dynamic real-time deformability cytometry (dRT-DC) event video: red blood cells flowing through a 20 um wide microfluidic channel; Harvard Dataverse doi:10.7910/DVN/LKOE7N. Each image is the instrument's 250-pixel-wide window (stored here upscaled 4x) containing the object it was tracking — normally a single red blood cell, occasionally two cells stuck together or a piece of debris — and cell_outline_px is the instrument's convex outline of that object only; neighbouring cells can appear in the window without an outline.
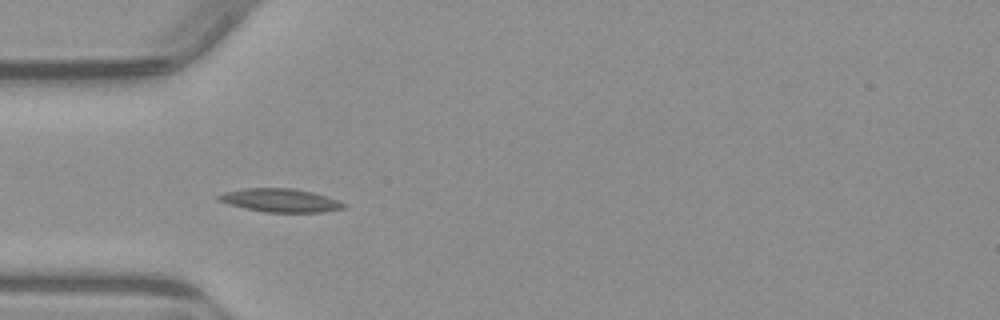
{"species": "common noctule bat (a hibernating species)", "species_latin": "Nyctalus noctula", "temperature_condition": "warm", "stored_images_in_passage": 6, "camera_frame_rate_fps": 3000, "um_per_image_px": 0.085, "animal": {"sex": "male", "body_mass_g": 23.1, "forearm_length_mm": 52.7}, "frame": {"image": 1, "passage_image": 4, "time_ms": 4.667, "image_size_px": [1000, 320], "cell_outline_px": [[348, 208], [320, 212], [264, 212], [228, 204], [216, 200], [216, 196], [224, 192], [248, 188], [292, 188], [312, 192], [348, 204]], "centroid_in_image_um": [23.83, 17.03], "position_along_channel_um": 61.2, "area_um2": 16.99}}
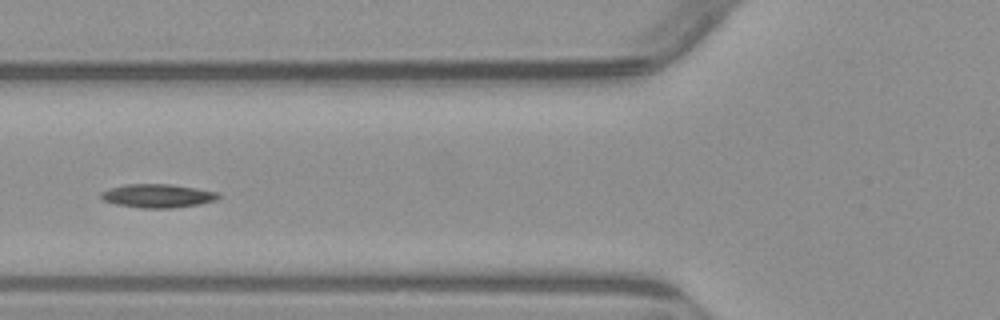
{"frame": {"image": 2, "passage_image": 5, "time_ms": 6.0, "image_size_px": [1000, 320], "cell_outline_px": [[220, 196], [216, 200], [200, 204], [176, 208], [140, 208], [116, 204], [104, 200], [100, 196], [100, 192], [108, 188], [124, 184], [172, 184], [220, 192]], "centroid_in_image_um": [13.41, 16.64], "position_along_channel_um": 112.4, "area_um2": 16.36}}
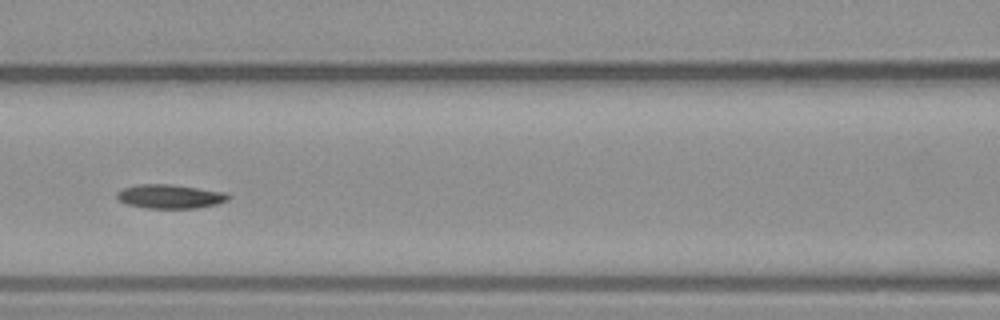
{"frame": {"image": 3, "passage_image": 6, "time_ms": 7.0, "image_size_px": [1000, 320], "cell_outline_px": [[232, 196], [228, 200], [216, 204], [196, 208], [148, 208], [128, 204], [120, 200], [116, 196], [116, 192], [124, 188], [136, 184], [172, 184], [228, 192]], "centroid_in_image_um": [14.5, 16.68], "position_along_channel_um": 152.1, "area_um2": 15.66}}